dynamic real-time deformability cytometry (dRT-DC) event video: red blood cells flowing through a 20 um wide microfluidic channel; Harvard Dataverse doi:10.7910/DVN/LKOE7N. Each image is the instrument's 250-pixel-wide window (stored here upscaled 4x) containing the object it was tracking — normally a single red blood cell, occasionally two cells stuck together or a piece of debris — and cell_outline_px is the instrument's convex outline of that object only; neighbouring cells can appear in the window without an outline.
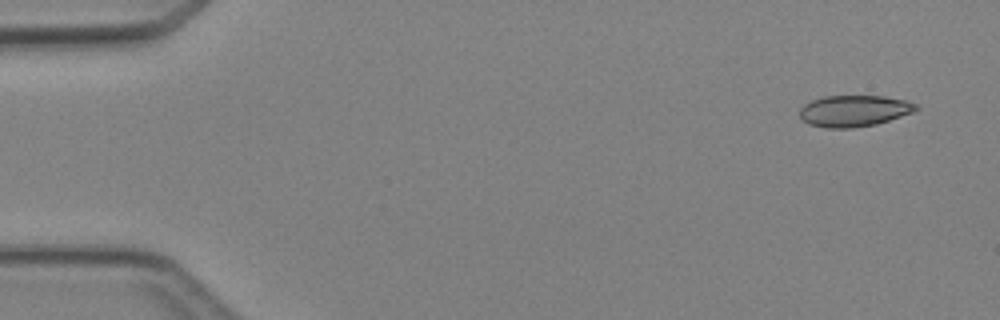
{"species": "Egyptian fruit bat (a non-hibernating species)", "species_latin": "Rousettus aegyptiacus", "temperature_condition": "cold", "stored_images_in_passage": 4, "camera_frame_rate_fps": 3000, "um_per_image_px": 0.085, "animal": {"sex": "female"}, "frame": {"image": 1, "passage_image": 1, "time_ms": 0.0, "image_size_px": [1000, 320], "cell_outline_px": [[920, 108], [912, 112], [876, 124], [852, 128], [824, 128], [808, 124], [800, 116], [800, 108], [804, 104], [812, 100], [824, 96], [884, 96], [904, 100], [916, 104]], "centroid_in_image_um": [72.56, 9.42], "position_along_channel_um": 12.4, "area_um2": 21.15}}
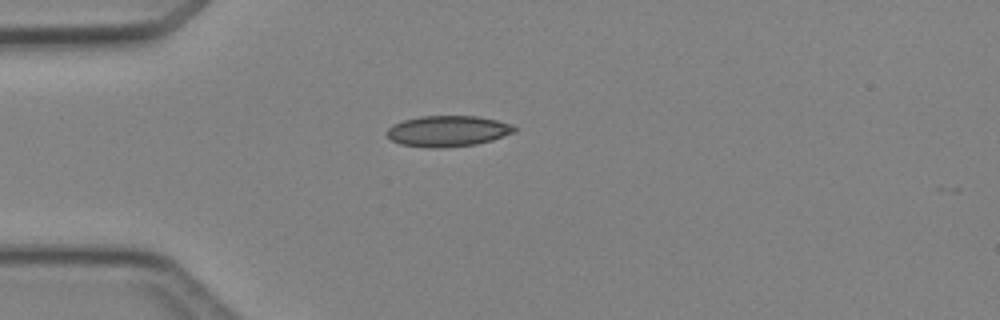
{"frame": {"image": 2, "passage_image": 4, "time_ms": 3.333, "image_size_px": [1000, 320], "cell_outline_px": [[520, 128], [516, 132], [492, 140], [476, 144], [444, 148], [428, 148], [400, 144], [392, 140], [384, 132], [392, 124], [404, 120], [420, 116], [476, 116], [496, 120], [512, 124]], "centroid_in_image_um": [38.07, 11.15], "position_along_channel_um": 46.9, "area_um2": 23.24}}